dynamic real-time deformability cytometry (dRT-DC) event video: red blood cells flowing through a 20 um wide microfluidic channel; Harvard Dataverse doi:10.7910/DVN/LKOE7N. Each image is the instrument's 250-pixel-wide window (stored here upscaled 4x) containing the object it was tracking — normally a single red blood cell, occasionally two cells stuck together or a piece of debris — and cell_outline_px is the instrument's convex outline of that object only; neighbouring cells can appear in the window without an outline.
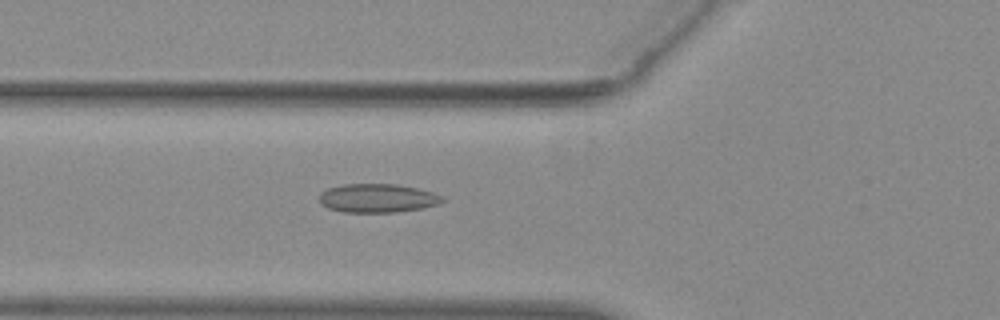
{"species": "common noctule bat (a hibernating species)", "species_latin": "Nyctalus noctula", "temperature_condition": "warm", "stored_images_in_passage": 38, "camera_frame_rate_fps": 3000, "um_per_image_px": 0.085, "animal": {"sex": "female", "body_mass_g": 29.2, "forearm_length_mm": 56.3}, "frame": {"image": 1, "passage_image": 7, "time_ms": 2.0, "image_size_px": [1000, 320], "cell_outline_px": [[444, 200], [440, 204], [420, 208], [396, 212], [344, 212], [328, 208], [320, 204], [320, 192], [328, 188], [344, 184], [396, 184], [416, 188], [432, 192], [444, 196]], "centroid_in_image_um": [32.08, 16.84], "position_along_channel_um": 93.7, "area_um2": 20.58}}
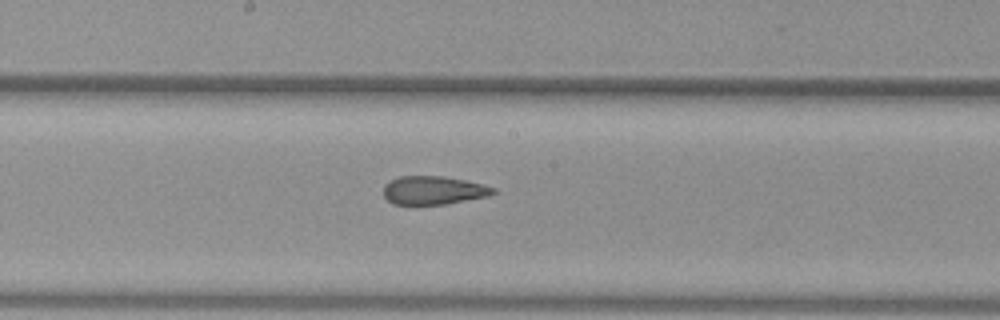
{"frame": {"image": 2, "passage_image": 16, "time_ms": 5.0, "image_size_px": [1000, 320], "cell_outline_px": [[496, 192], [488, 196], [444, 204], [392, 204], [384, 196], [384, 184], [400, 176], [444, 176], [464, 180], [496, 188]], "centroid_in_image_um": [36.83, 16.17], "position_along_channel_um": 211.4, "area_um2": 17.98}}
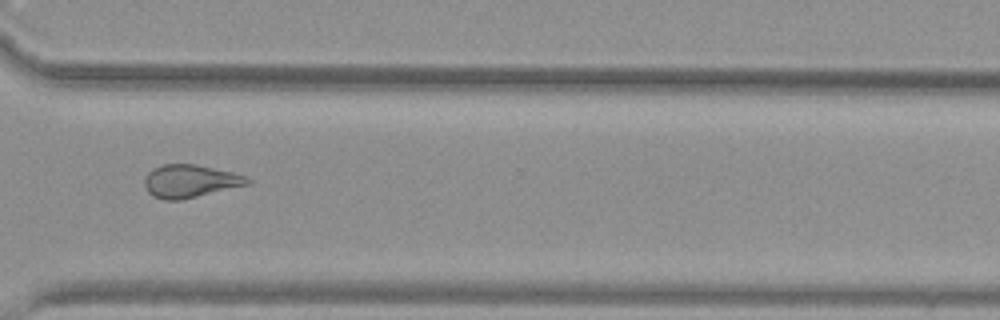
{"frame": {"image": 3, "passage_image": 27, "time_ms": 8.667, "image_size_px": [1000, 320], "cell_outline_px": [[252, 180], [248, 184], [180, 200], [164, 200], [152, 196], [148, 192], [144, 184], [144, 180], [148, 172], [152, 168], [164, 164], [196, 164], [232, 172], [244, 176]], "centroid_in_image_um": [16.11, 15.39], "position_along_channel_um": 354.5, "area_um2": 19.54}, "authors_computed_cell_mechanics": {"area_um2": 19.4497, "velocity_mm_per_s": 3.9071, "shape_relaxation_time_tau1_ms": null, "shape_relaxation_time_tau2_ms": 2.4972, "deformation_change_tau1": null, "deformation_change_tau2": 0.1005}}